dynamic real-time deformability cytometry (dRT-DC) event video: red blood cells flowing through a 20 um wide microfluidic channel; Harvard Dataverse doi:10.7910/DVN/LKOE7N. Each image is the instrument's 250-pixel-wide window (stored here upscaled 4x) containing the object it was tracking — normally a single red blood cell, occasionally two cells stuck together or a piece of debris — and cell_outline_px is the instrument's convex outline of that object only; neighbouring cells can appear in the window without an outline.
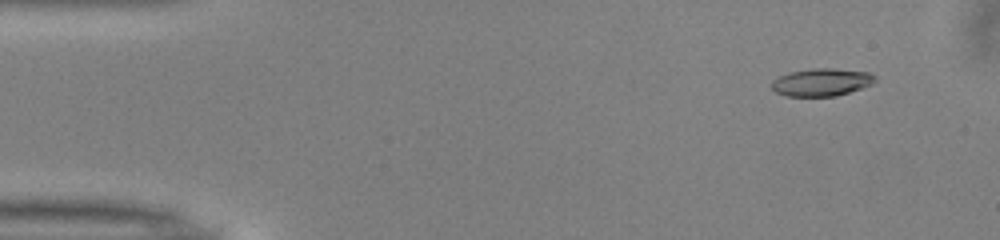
{"species": "common noctule bat (a hibernating species)", "species_latin": "Nyctalus noctula", "temperature_condition": "warm", "stored_images_in_passage": 51, "camera_frame_rate_fps": 3000, "um_per_image_px": 0.085, "animal": {"sex": "male", "body_mass_g": 13.0, "forearm_length_mm": 53.1}, "frame": {"image": 1, "passage_image": 5, "time_ms": 1.333, "image_size_px": [1000, 240], "cell_outline_px": [[876, 80], [872, 84], [836, 96], [784, 96], [776, 92], [772, 88], [772, 80], [788, 72], [812, 68], [832, 68], [868, 72], [876, 76]], "centroid_in_image_um": [69.81, 6.98], "position_along_channel_um": 15.2, "area_um2": 16.65}}
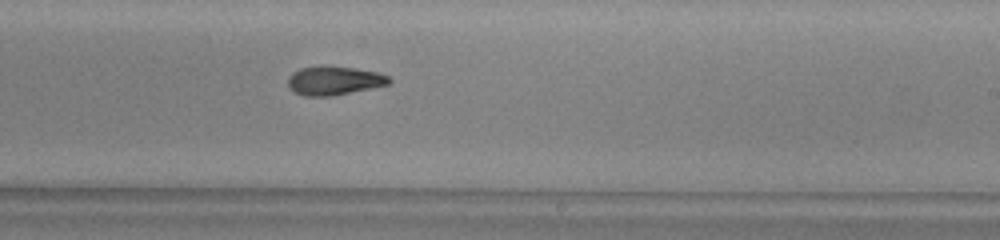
{"frame": {"image": 2, "passage_image": 31, "time_ms": 10.0, "image_size_px": [1000, 240], "cell_outline_px": [[392, 80], [388, 84], [332, 96], [304, 96], [292, 92], [288, 88], [288, 76], [292, 72], [300, 68], [320, 64], [352, 68], [376, 72], [388, 76]], "centroid_in_image_um": [28.31, 6.84], "position_along_channel_um": 260.7, "area_um2": 17.17}}
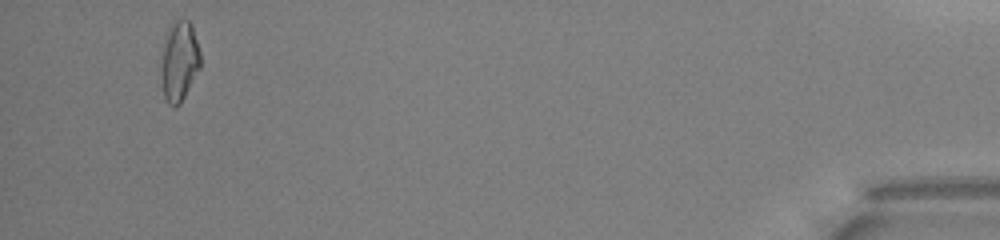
{"frame": {"image": 3, "passage_image": 49, "time_ms": 16.0, "image_size_px": [1000, 240], "cell_outline_px": [[200, 68], [180, 104], [176, 108], [168, 104], [164, 96], [160, 76], [160, 64], [164, 36], [172, 20], [188, 20], [192, 24], [200, 52]], "centroid_in_image_um": [15.21, 5.19], "position_along_channel_um": 420.0, "area_um2": 18.79}, "authors_computed_cell_mechanics": {"area_um2": 17.1088, "velocity_mm_per_s": 4.0437, "shape_relaxation_time_tau1_ms": 5.4669, "shape_relaxation_time_tau2_ms": null, "deformation_change_tau1": 0.1855, "deformation_change_tau2": null}}